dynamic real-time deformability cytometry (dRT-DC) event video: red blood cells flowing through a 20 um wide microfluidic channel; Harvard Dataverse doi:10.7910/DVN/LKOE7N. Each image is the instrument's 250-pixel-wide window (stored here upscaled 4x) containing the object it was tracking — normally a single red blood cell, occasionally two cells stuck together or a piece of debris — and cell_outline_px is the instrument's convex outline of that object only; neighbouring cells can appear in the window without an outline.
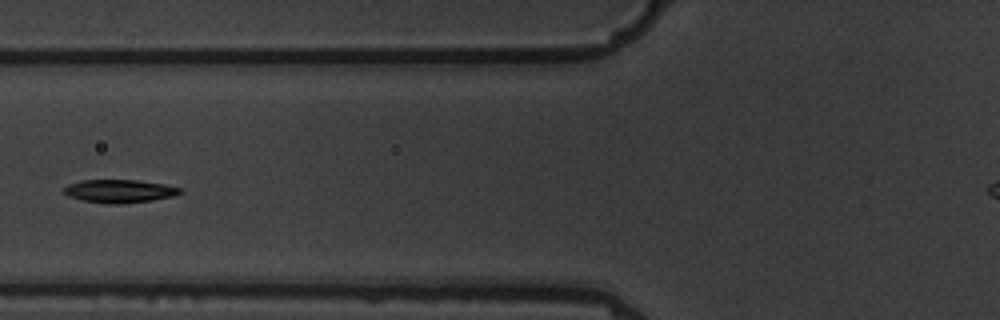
{"species": "common noctule bat (a hibernating species)", "species_latin": "Nyctalus noctula", "temperature_condition": "warm", "stored_images_in_passage": 7, "camera_frame_rate_fps": 3000, "um_per_image_px": 0.085, "animal": {"sex": "male", "body_mass_g": 19.5, "forearm_length_mm": 54.6}, "frame": {"image": 1, "passage_image": 7, "time_ms": 6.667, "image_size_px": [1000, 320], "cell_outline_px": [[184, 192], [172, 196], [152, 200], [124, 204], [108, 204], [80, 200], [68, 196], [60, 192], [68, 184], [80, 180], [136, 180], [164, 184], [184, 188]], "centroid_in_image_um": [10.13, 16.25], "position_along_channel_um": 115.7, "area_um2": 15.95}}